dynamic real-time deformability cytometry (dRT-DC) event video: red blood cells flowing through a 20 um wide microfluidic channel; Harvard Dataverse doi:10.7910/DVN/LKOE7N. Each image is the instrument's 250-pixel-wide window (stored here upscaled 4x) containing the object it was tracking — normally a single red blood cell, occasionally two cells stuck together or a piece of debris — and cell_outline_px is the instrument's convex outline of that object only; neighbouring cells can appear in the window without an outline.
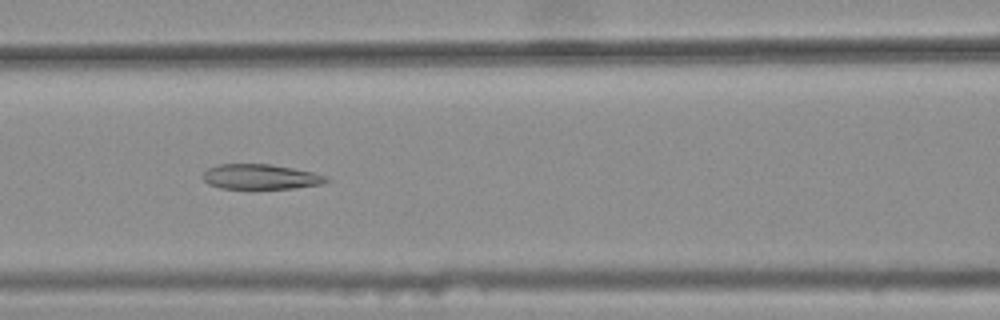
{"species": "common noctule bat (a hibernating species)", "species_latin": "Nyctalus noctula", "temperature_condition": "warm", "stored_images_in_passage": 45, "camera_frame_rate_fps": 3000, "um_per_image_px": 0.085, "animal": {"sex": "female", "body_mass_g": 25.1}, "frame": {"image": 1, "passage_image": 23, "time_ms": 7.333, "image_size_px": [1000, 320], "cell_outline_px": [[332, 180], [320, 184], [292, 188], [220, 188], [208, 184], [200, 176], [208, 168], [216, 164], [268, 164], [292, 168], [312, 172], [328, 176]], "centroid_in_image_um": [22.12, 15.02], "position_along_channel_um": 144.5, "area_um2": 17.98}}
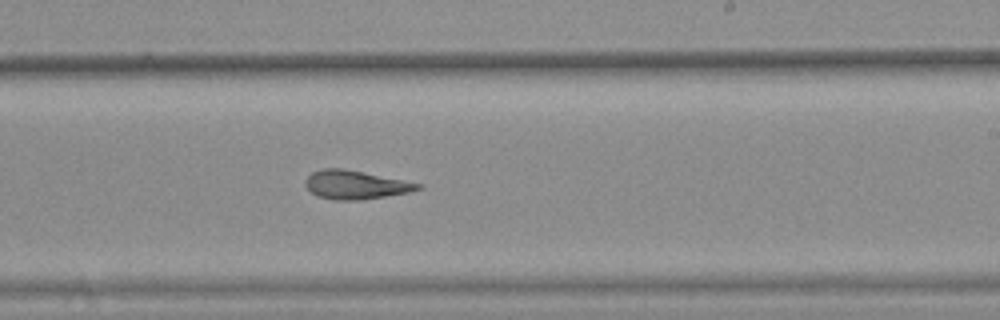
{"frame": {"image": 2, "passage_image": 32, "time_ms": 10.333, "image_size_px": [1000, 320], "cell_outline_px": [[424, 188], [408, 192], [360, 200], [336, 200], [320, 196], [312, 192], [304, 184], [304, 180], [312, 172], [320, 168], [344, 168], [424, 184]], "centroid_in_image_um": [30.23, 15.69], "position_along_channel_um": 258.8, "area_um2": 18.73}}
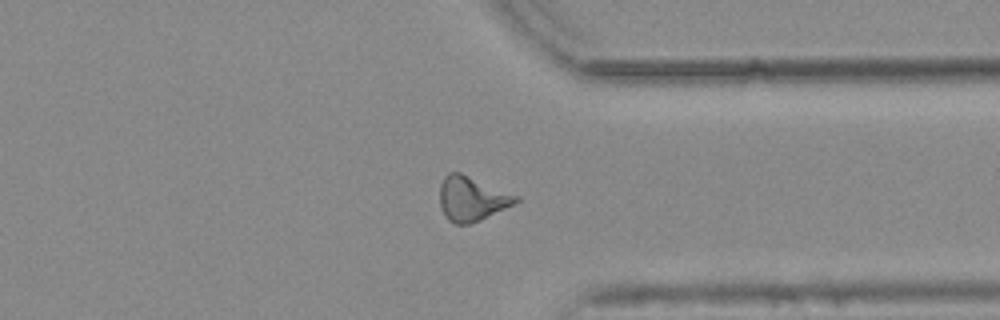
{"frame": {"image": 3, "passage_image": 41, "time_ms": 13.333, "image_size_px": [1000, 320], "cell_outline_px": [[520, 200], [480, 220], [468, 224], [456, 224], [448, 220], [444, 216], [440, 204], [440, 184], [444, 176], [448, 172], [460, 172], [520, 196]], "centroid_in_image_um": [40.07, 16.87], "position_along_channel_um": 371.3, "area_um2": 19.65}, "authors_computed_cell_mechanics": {"area_um2": 19.5942, "velocity_mm_per_s": 3.8192, "shape_relaxation_time_tau1_ms": null, "shape_relaxation_time_tau2_ms": 3.71, "deformation_change_tau1": null, "deformation_change_tau2": 0.1245}}